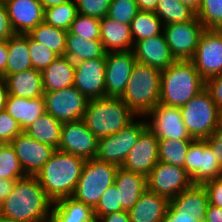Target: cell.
<instances>
[{"mask_svg":"<svg viewBox=\"0 0 222 222\" xmlns=\"http://www.w3.org/2000/svg\"><path fill=\"white\" fill-rule=\"evenodd\" d=\"M53 201L35 176L16 181L10 195L0 205V216L18 222H50Z\"/></svg>","mask_w":222,"mask_h":222,"instance_id":"cell-1","label":"cell"},{"mask_svg":"<svg viewBox=\"0 0 222 222\" xmlns=\"http://www.w3.org/2000/svg\"><path fill=\"white\" fill-rule=\"evenodd\" d=\"M85 161L56 149L35 177L53 202L72 197Z\"/></svg>","mask_w":222,"mask_h":222,"instance_id":"cell-2","label":"cell"},{"mask_svg":"<svg viewBox=\"0 0 222 222\" xmlns=\"http://www.w3.org/2000/svg\"><path fill=\"white\" fill-rule=\"evenodd\" d=\"M204 88L205 80L194 64L190 60H176L166 70L161 71L159 103L181 107Z\"/></svg>","mask_w":222,"mask_h":222,"instance_id":"cell-3","label":"cell"},{"mask_svg":"<svg viewBox=\"0 0 222 222\" xmlns=\"http://www.w3.org/2000/svg\"><path fill=\"white\" fill-rule=\"evenodd\" d=\"M137 116L121 98L103 97L88 100L83 121L97 138L115 134Z\"/></svg>","mask_w":222,"mask_h":222,"instance_id":"cell-4","label":"cell"},{"mask_svg":"<svg viewBox=\"0 0 222 222\" xmlns=\"http://www.w3.org/2000/svg\"><path fill=\"white\" fill-rule=\"evenodd\" d=\"M160 87L161 71L136 62L121 99L136 116L145 117L159 104Z\"/></svg>","mask_w":222,"mask_h":222,"instance_id":"cell-5","label":"cell"},{"mask_svg":"<svg viewBox=\"0 0 222 222\" xmlns=\"http://www.w3.org/2000/svg\"><path fill=\"white\" fill-rule=\"evenodd\" d=\"M182 120L190 137L205 140L213 135L220 123V109L204 88L180 107Z\"/></svg>","mask_w":222,"mask_h":222,"instance_id":"cell-6","label":"cell"},{"mask_svg":"<svg viewBox=\"0 0 222 222\" xmlns=\"http://www.w3.org/2000/svg\"><path fill=\"white\" fill-rule=\"evenodd\" d=\"M118 168L97 158L86 160L72 197L94 209L102 194L114 183Z\"/></svg>","mask_w":222,"mask_h":222,"instance_id":"cell-7","label":"cell"},{"mask_svg":"<svg viewBox=\"0 0 222 222\" xmlns=\"http://www.w3.org/2000/svg\"><path fill=\"white\" fill-rule=\"evenodd\" d=\"M147 127L145 117L137 116L117 133L100 138L95 158L121 167L129 151L137 144L140 134Z\"/></svg>","mask_w":222,"mask_h":222,"instance_id":"cell-8","label":"cell"},{"mask_svg":"<svg viewBox=\"0 0 222 222\" xmlns=\"http://www.w3.org/2000/svg\"><path fill=\"white\" fill-rule=\"evenodd\" d=\"M205 27L195 17L191 21L164 25L163 34L176 60H191Z\"/></svg>","mask_w":222,"mask_h":222,"instance_id":"cell-9","label":"cell"},{"mask_svg":"<svg viewBox=\"0 0 222 222\" xmlns=\"http://www.w3.org/2000/svg\"><path fill=\"white\" fill-rule=\"evenodd\" d=\"M45 112L63 122L82 120L88 99L75 86L44 92Z\"/></svg>","mask_w":222,"mask_h":222,"instance_id":"cell-10","label":"cell"},{"mask_svg":"<svg viewBox=\"0 0 222 222\" xmlns=\"http://www.w3.org/2000/svg\"><path fill=\"white\" fill-rule=\"evenodd\" d=\"M200 76L207 80L222 74V30L205 29L190 60Z\"/></svg>","mask_w":222,"mask_h":222,"instance_id":"cell-11","label":"cell"},{"mask_svg":"<svg viewBox=\"0 0 222 222\" xmlns=\"http://www.w3.org/2000/svg\"><path fill=\"white\" fill-rule=\"evenodd\" d=\"M193 185L186 170L164 162H158L147 176V189L169 200Z\"/></svg>","mask_w":222,"mask_h":222,"instance_id":"cell-12","label":"cell"},{"mask_svg":"<svg viewBox=\"0 0 222 222\" xmlns=\"http://www.w3.org/2000/svg\"><path fill=\"white\" fill-rule=\"evenodd\" d=\"M193 184L202 185L204 182L222 177L220 167L211 147L205 140H194L187 151L185 166Z\"/></svg>","mask_w":222,"mask_h":222,"instance_id":"cell-13","label":"cell"},{"mask_svg":"<svg viewBox=\"0 0 222 222\" xmlns=\"http://www.w3.org/2000/svg\"><path fill=\"white\" fill-rule=\"evenodd\" d=\"M97 138L83 120L63 122L58 150L89 160L95 158L99 150Z\"/></svg>","mask_w":222,"mask_h":222,"instance_id":"cell-14","label":"cell"},{"mask_svg":"<svg viewBox=\"0 0 222 222\" xmlns=\"http://www.w3.org/2000/svg\"><path fill=\"white\" fill-rule=\"evenodd\" d=\"M148 128L158 139L195 140L183 123L180 107L158 104L146 116Z\"/></svg>","mask_w":222,"mask_h":222,"instance_id":"cell-15","label":"cell"},{"mask_svg":"<svg viewBox=\"0 0 222 222\" xmlns=\"http://www.w3.org/2000/svg\"><path fill=\"white\" fill-rule=\"evenodd\" d=\"M136 62L133 50L106 53L105 97L121 98Z\"/></svg>","mask_w":222,"mask_h":222,"instance_id":"cell-16","label":"cell"},{"mask_svg":"<svg viewBox=\"0 0 222 222\" xmlns=\"http://www.w3.org/2000/svg\"><path fill=\"white\" fill-rule=\"evenodd\" d=\"M106 57L75 63L74 83L88 100L105 97Z\"/></svg>","mask_w":222,"mask_h":222,"instance_id":"cell-17","label":"cell"},{"mask_svg":"<svg viewBox=\"0 0 222 222\" xmlns=\"http://www.w3.org/2000/svg\"><path fill=\"white\" fill-rule=\"evenodd\" d=\"M10 144L15 149L27 176H36L56 150L51 145L33 139L24 131L17 135Z\"/></svg>","mask_w":222,"mask_h":222,"instance_id":"cell-18","label":"cell"},{"mask_svg":"<svg viewBox=\"0 0 222 222\" xmlns=\"http://www.w3.org/2000/svg\"><path fill=\"white\" fill-rule=\"evenodd\" d=\"M159 162L158 138L147 127L141 134L137 144L129 151L121 168L145 175Z\"/></svg>","mask_w":222,"mask_h":222,"instance_id":"cell-19","label":"cell"},{"mask_svg":"<svg viewBox=\"0 0 222 222\" xmlns=\"http://www.w3.org/2000/svg\"><path fill=\"white\" fill-rule=\"evenodd\" d=\"M4 2L16 34H28L44 22V7L39 0H5Z\"/></svg>","mask_w":222,"mask_h":222,"instance_id":"cell-20","label":"cell"},{"mask_svg":"<svg viewBox=\"0 0 222 222\" xmlns=\"http://www.w3.org/2000/svg\"><path fill=\"white\" fill-rule=\"evenodd\" d=\"M136 61L158 70H166L176 59L171 54L164 34L136 41L133 47Z\"/></svg>","mask_w":222,"mask_h":222,"instance_id":"cell-21","label":"cell"},{"mask_svg":"<svg viewBox=\"0 0 222 222\" xmlns=\"http://www.w3.org/2000/svg\"><path fill=\"white\" fill-rule=\"evenodd\" d=\"M170 200L146 189L128 211L131 222H163Z\"/></svg>","mask_w":222,"mask_h":222,"instance_id":"cell-22","label":"cell"},{"mask_svg":"<svg viewBox=\"0 0 222 222\" xmlns=\"http://www.w3.org/2000/svg\"><path fill=\"white\" fill-rule=\"evenodd\" d=\"M114 183L119 191V202L124 211H129L147 189L145 175L130 172L121 167L116 171Z\"/></svg>","mask_w":222,"mask_h":222,"instance_id":"cell-23","label":"cell"},{"mask_svg":"<svg viewBox=\"0 0 222 222\" xmlns=\"http://www.w3.org/2000/svg\"><path fill=\"white\" fill-rule=\"evenodd\" d=\"M9 95L34 99L43 97L42 73L34 68L4 76Z\"/></svg>","mask_w":222,"mask_h":222,"instance_id":"cell-24","label":"cell"},{"mask_svg":"<svg viewBox=\"0 0 222 222\" xmlns=\"http://www.w3.org/2000/svg\"><path fill=\"white\" fill-rule=\"evenodd\" d=\"M100 41L106 52L129 51L134 47L131 36V28L128 24H123L108 18L100 19Z\"/></svg>","mask_w":222,"mask_h":222,"instance_id":"cell-25","label":"cell"},{"mask_svg":"<svg viewBox=\"0 0 222 222\" xmlns=\"http://www.w3.org/2000/svg\"><path fill=\"white\" fill-rule=\"evenodd\" d=\"M5 111L19 123L24 131L45 113L44 98L29 99L8 95Z\"/></svg>","mask_w":222,"mask_h":222,"instance_id":"cell-26","label":"cell"},{"mask_svg":"<svg viewBox=\"0 0 222 222\" xmlns=\"http://www.w3.org/2000/svg\"><path fill=\"white\" fill-rule=\"evenodd\" d=\"M75 64L66 56H59L42 73L44 92L68 88L74 83Z\"/></svg>","mask_w":222,"mask_h":222,"instance_id":"cell-27","label":"cell"},{"mask_svg":"<svg viewBox=\"0 0 222 222\" xmlns=\"http://www.w3.org/2000/svg\"><path fill=\"white\" fill-rule=\"evenodd\" d=\"M50 222H96L94 209L73 197L53 202Z\"/></svg>","mask_w":222,"mask_h":222,"instance_id":"cell-28","label":"cell"},{"mask_svg":"<svg viewBox=\"0 0 222 222\" xmlns=\"http://www.w3.org/2000/svg\"><path fill=\"white\" fill-rule=\"evenodd\" d=\"M170 204L178 211H186L195 218L204 219L209 202L203 185L193 184L170 199Z\"/></svg>","mask_w":222,"mask_h":222,"instance_id":"cell-29","label":"cell"},{"mask_svg":"<svg viewBox=\"0 0 222 222\" xmlns=\"http://www.w3.org/2000/svg\"><path fill=\"white\" fill-rule=\"evenodd\" d=\"M100 40H87L67 31L65 55L74 64L83 60L106 57Z\"/></svg>","mask_w":222,"mask_h":222,"instance_id":"cell-30","label":"cell"},{"mask_svg":"<svg viewBox=\"0 0 222 222\" xmlns=\"http://www.w3.org/2000/svg\"><path fill=\"white\" fill-rule=\"evenodd\" d=\"M8 61L6 75L19 73L32 68L28 47V34H15L7 40Z\"/></svg>","mask_w":222,"mask_h":222,"instance_id":"cell-31","label":"cell"},{"mask_svg":"<svg viewBox=\"0 0 222 222\" xmlns=\"http://www.w3.org/2000/svg\"><path fill=\"white\" fill-rule=\"evenodd\" d=\"M63 123L45 112L24 130L33 139L58 149Z\"/></svg>","mask_w":222,"mask_h":222,"instance_id":"cell-32","label":"cell"},{"mask_svg":"<svg viewBox=\"0 0 222 222\" xmlns=\"http://www.w3.org/2000/svg\"><path fill=\"white\" fill-rule=\"evenodd\" d=\"M28 35L34 41H37L48 47L58 56L65 55L67 36L66 30L42 22L33 30H31Z\"/></svg>","mask_w":222,"mask_h":222,"instance_id":"cell-33","label":"cell"},{"mask_svg":"<svg viewBox=\"0 0 222 222\" xmlns=\"http://www.w3.org/2000/svg\"><path fill=\"white\" fill-rule=\"evenodd\" d=\"M133 42L163 33V22L153 11H139L130 24Z\"/></svg>","mask_w":222,"mask_h":222,"instance_id":"cell-34","label":"cell"},{"mask_svg":"<svg viewBox=\"0 0 222 222\" xmlns=\"http://www.w3.org/2000/svg\"><path fill=\"white\" fill-rule=\"evenodd\" d=\"M154 12L161 19L163 25L187 22L196 17V12L180 0H158Z\"/></svg>","mask_w":222,"mask_h":222,"instance_id":"cell-35","label":"cell"},{"mask_svg":"<svg viewBox=\"0 0 222 222\" xmlns=\"http://www.w3.org/2000/svg\"><path fill=\"white\" fill-rule=\"evenodd\" d=\"M193 141L158 139L159 161L184 168L187 151Z\"/></svg>","mask_w":222,"mask_h":222,"instance_id":"cell-36","label":"cell"},{"mask_svg":"<svg viewBox=\"0 0 222 222\" xmlns=\"http://www.w3.org/2000/svg\"><path fill=\"white\" fill-rule=\"evenodd\" d=\"M78 14L75 0L44 9V22L48 25L69 31Z\"/></svg>","mask_w":222,"mask_h":222,"instance_id":"cell-37","label":"cell"},{"mask_svg":"<svg viewBox=\"0 0 222 222\" xmlns=\"http://www.w3.org/2000/svg\"><path fill=\"white\" fill-rule=\"evenodd\" d=\"M27 175L18 160L15 149L7 144L0 150V178L19 180Z\"/></svg>","mask_w":222,"mask_h":222,"instance_id":"cell-38","label":"cell"},{"mask_svg":"<svg viewBox=\"0 0 222 222\" xmlns=\"http://www.w3.org/2000/svg\"><path fill=\"white\" fill-rule=\"evenodd\" d=\"M196 17L205 29L222 30V0H202Z\"/></svg>","mask_w":222,"mask_h":222,"instance_id":"cell-39","label":"cell"},{"mask_svg":"<svg viewBox=\"0 0 222 222\" xmlns=\"http://www.w3.org/2000/svg\"><path fill=\"white\" fill-rule=\"evenodd\" d=\"M69 31L87 40H100V19L78 13Z\"/></svg>","mask_w":222,"mask_h":222,"instance_id":"cell-40","label":"cell"},{"mask_svg":"<svg viewBox=\"0 0 222 222\" xmlns=\"http://www.w3.org/2000/svg\"><path fill=\"white\" fill-rule=\"evenodd\" d=\"M139 11L136 0H112L107 17L117 22L130 25Z\"/></svg>","mask_w":222,"mask_h":222,"instance_id":"cell-41","label":"cell"},{"mask_svg":"<svg viewBox=\"0 0 222 222\" xmlns=\"http://www.w3.org/2000/svg\"><path fill=\"white\" fill-rule=\"evenodd\" d=\"M28 47L32 62V68L43 71L46 67H48L56 58L59 56L51 51L48 47L43 44L34 41L28 35Z\"/></svg>","mask_w":222,"mask_h":222,"instance_id":"cell-42","label":"cell"},{"mask_svg":"<svg viewBox=\"0 0 222 222\" xmlns=\"http://www.w3.org/2000/svg\"><path fill=\"white\" fill-rule=\"evenodd\" d=\"M123 208L119 202V191L117 186L113 183L100 197V200L94 208V215L96 221L109 213L122 211Z\"/></svg>","mask_w":222,"mask_h":222,"instance_id":"cell-43","label":"cell"},{"mask_svg":"<svg viewBox=\"0 0 222 222\" xmlns=\"http://www.w3.org/2000/svg\"><path fill=\"white\" fill-rule=\"evenodd\" d=\"M79 14L103 19L107 16L112 0H75Z\"/></svg>","mask_w":222,"mask_h":222,"instance_id":"cell-44","label":"cell"},{"mask_svg":"<svg viewBox=\"0 0 222 222\" xmlns=\"http://www.w3.org/2000/svg\"><path fill=\"white\" fill-rule=\"evenodd\" d=\"M22 131L19 123L9 113L0 111V139L10 144Z\"/></svg>","mask_w":222,"mask_h":222,"instance_id":"cell-45","label":"cell"},{"mask_svg":"<svg viewBox=\"0 0 222 222\" xmlns=\"http://www.w3.org/2000/svg\"><path fill=\"white\" fill-rule=\"evenodd\" d=\"M202 185L207 192L209 205L222 208V177L208 180Z\"/></svg>","mask_w":222,"mask_h":222,"instance_id":"cell-46","label":"cell"},{"mask_svg":"<svg viewBox=\"0 0 222 222\" xmlns=\"http://www.w3.org/2000/svg\"><path fill=\"white\" fill-rule=\"evenodd\" d=\"M205 89L219 109H222V74L205 80Z\"/></svg>","mask_w":222,"mask_h":222,"instance_id":"cell-47","label":"cell"},{"mask_svg":"<svg viewBox=\"0 0 222 222\" xmlns=\"http://www.w3.org/2000/svg\"><path fill=\"white\" fill-rule=\"evenodd\" d=\"M15 34L10 23L6 4L4 1H0V41H7Z\"/></svg>","mask_w":222,"mask_h":222,"instance_id":"cell-48","label":"cell"},{"mask_svg":"<svg viewBox=\"0 0 222 222\" xmlns=\"http://www.w3.org/2000/svg\"><path fill=\"white\" fill-rule=\"evenodd\" d=\"M206 143L211 147V150L216 157L220 167L222 168V123L214 130L213 135L206 139Z\"/></svg>","mask_w":222,"mask_h":222,"instance_id":"cell-49","label":"cell"},{"mask_svg":"<svg viewBox=\"0 0 222 222\" xmlns=\"http://www.w3.org/2000/svg\"><path fill=\"white\" fill-rule=\"evenodd\" d=\"M197 220L198 218H195L191 213L178 211L170 203L164 218V222H196Z\"/></svg>","mask_w":222,"mask_h":222,"instance_id":"cell-50","label":"cell"},{"mask_svg":"<svg viewBox=\"0 0 222 222\" xmlns=\"http://www.w3.org/2000/svg\"><path fill=\"white\" fill-rule=\"evenodd\" d=\"M96 222H131L128 211H119L101 216Z\"/></svg>","mask_w":222,"mask_h":222,"instance_id":"cell-51","label":"cell"},{"mask_svg":"<svg viewBox=\"0 0 222 222\" xmlns=\"http://www.w3.org/2000/svg\"><path fill=\"white\" fill-rule=\"evenodd\" d=\"M16 181L0 178V205L12 192Z\"/></svg>","mask_w":222,"mask_h":222,"instance_id":"cell-52","label":"cell"},{"mask_svg":"<svg viewBox=\"0 0 222 222\" xmlns=\"http://www.w3.org/2000/svg\"><path fill=\"white\" fill-rule=\"evenodd\" d=\"M204 220L206 222H222V208L208 204Z\"/></svg>","mask_w":222,"mask_h":222,"instance_id":"cell-53","label":"cell"},{"mask_svg":"<svg viewBox=\"0 0 222 222\" xmlns=\"http://www.w3.org/2000/svg\"><path fill=\"white\" fill-rule=\"evenodd\" d=\"M8 61L7 41H0V77L6 75V64Z\"/></svg>","mask_w":222,"mask_h":222,"instance_id":"cell-54","label":"cell"},{"mask_svg":"<svg viewBox=\"0 0 222 222\" xmlns=\"http://www.w3.org/2000/svg\"><path fill=\"white\" fill-rule=\"evenodd\" d=\"M9 92L4 77H0V111L5 110Z\"/></svg>","mask_w":222,"mask_h":222,"instance_id":"cell-55","label":"cell"},{"mask_svg":"<svg viewBox=\"0 0 222 222\" xmlns=\"http://www.w3.org/2000/svg\"><path fill=\"white\" fill-rule=\"evenodd\" d=\"M140 11H155L158 5V0H136Z\"/></svg>","mask_w":222,"mask_h":222,"instance_id":"cell-56","label":"cell"},{"mask_svg":"<svg viewBox=\"0 0 222 222\" xmlns=\"http://www.w3.org/2000/svg\"><path fill=\"white\" fill-rule=\"evenodd\" d=\"M41 4L43 5L44 9L48 7H53L65 2H68L70 0H39Z\"/></svg>","mask_w":222,"mask_h":222,"instance_id":"cell-57","label":"cell"},{"mask_svg":"<svg viewBox=\"0 0 222 222\" xmlns=\"http://www.w3.org/2000/svg\"><path fill=\"white\" fill-rule=\"evenodd\" d=\"M183 4L188 5L195 12H197L198 8L201 5L202 0H180Z\"/></svg>","mask_w":222,"mask_h":222,"instance_id":"cell-58","label":"cell"},{"mask_svg":"<svg viewBox=\"0 0 222 222\" xmlns=\"http://www.w3.org/2000/svg\"><path fill=\"white\" fill-rule=\"evenodd\" d=\"M0 222H18V221H15L13 219L0 216Z\"/></svg>","mask_w":222,"mask_h":222,"instance_id":"cell-59","label":"cell"},{"mask_svg":"<svg viewBox=\"0 0 222 222\" xmlns=\"http://www.w3.org/2000/svg\"><path fill=\"white\" fill-rule=\"evenodd\" d=\"M7 145L2 139H0V150L3 149Z\"/></svg>","mask_w":222,"mask_h":222,"instance_id":"cell-60","label":"cell"},{"mask_svg":"<svg viewBox=\"0 0 222 222\" xmlns=\"http://www.w3.org/2000/svg\"><path fill=\"white\" fill-rule=\"evenodd\" d=\"M220 114H221L220 122L222 123V109H220Z\"/></svg>","mask_w":222,"mask_h":222,"instance_id":"cell-61","label":"cell"},{"mask_svg":"<svg viewBox=\"0 0 222 222\" xmlns=\"http://www.w3.org/2000/svg\"><path fill=\"white\" fill-rule=\"evenodd\" d=\"M196 222H206L204 219H198Z\"/></svg>","mask_w":222,"mask_h":222,"instance_id":"cell-62","label":"cell"}]
</instances>
